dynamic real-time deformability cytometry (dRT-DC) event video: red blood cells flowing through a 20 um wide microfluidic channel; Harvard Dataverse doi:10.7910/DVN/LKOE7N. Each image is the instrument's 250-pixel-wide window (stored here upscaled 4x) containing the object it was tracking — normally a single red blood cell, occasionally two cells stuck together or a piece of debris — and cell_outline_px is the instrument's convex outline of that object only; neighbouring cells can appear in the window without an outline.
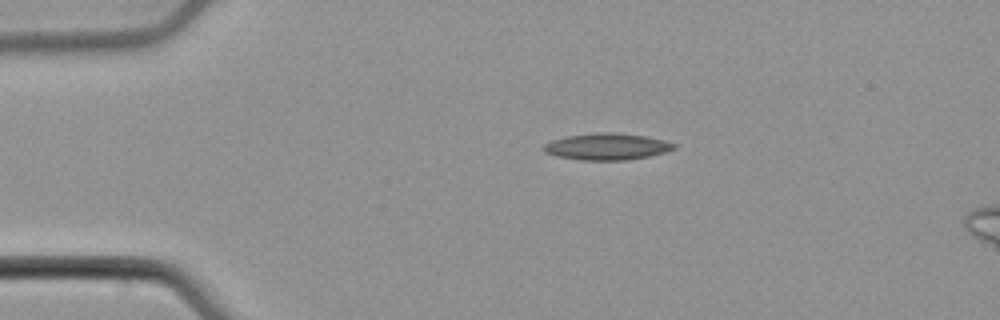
{"species": "common noctule bat (a hibernating species)", "species_latin": "Nyctalus noctula", "temperature_condition": "cold", "stored_images_in_passage": 37, "camera_frame_rate_fps": 3000, "um_per_image_px": 0.085, "animal": {"sex": "male", "body_mass_g": 21.5, "forearm_length_mm": 52.0}, "frame": {"image": 1, "passage_image": 1, "time_ms": 0.0, "image_size_px": [1000, 320], "cell_outline_px": [[676, 148], [664, 152], [648, 156], [628, 160], [580, 160], [556, 156], [544, 152], [544, 144], [552, 140], [568, 136], [596, 132], [612, 132], [644, 136], [664, 140], [676, 144]], "centroid_in_image_um": [51.58, 12.46], "position_along_channel_um": 33.4, "area_um2": 20.11}}
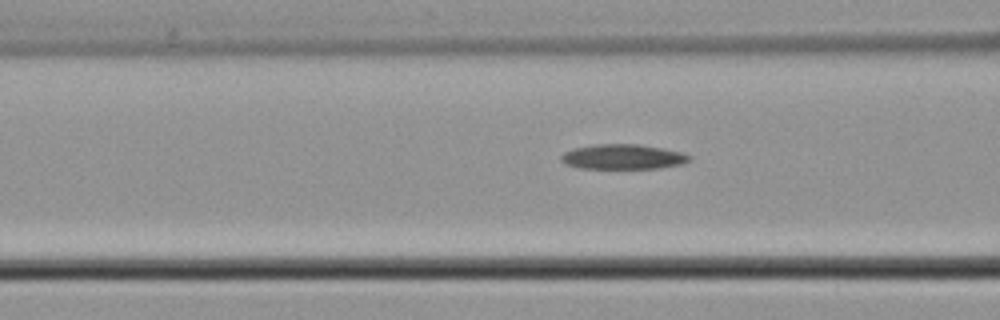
{"frame": {"image": 2, "passage_image": 11, "time_ms": 3.333, "image_size_px": [1000, 320], "cell_outline_px": [[692, 160], [684, 164], [660, 168], [580, 168], [564, 164], [560, 160], [560, 156], [564, 152], [572, 148], [592, 144], [640, 144], [664, 148], [680, 152], [692, 156]], "centroid_in_image_um": [52.95, 13.32], "position_along_channel_um": 113.6, "area_um2": 18.96}}
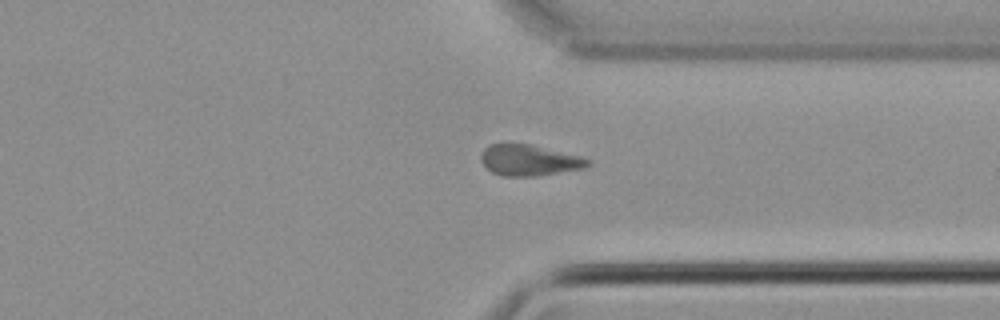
{"frame": {"image": 3, "passage_image": 31, "time_ms": 10.0, "image_size_px": [1000, 320], "cell_outline_px": [[592, 164], [584, 168], [536, 176], [504, 176], [492, 172], [480, 160], [480, 156], [484, 148], [488, 144], [500, 140], [532, 144], [580, 156], [592, 160]], "centroid_in_image_um": [44.94, 13.57], "position_along_channel_um": 366.5, "area_um2": 19.94}}